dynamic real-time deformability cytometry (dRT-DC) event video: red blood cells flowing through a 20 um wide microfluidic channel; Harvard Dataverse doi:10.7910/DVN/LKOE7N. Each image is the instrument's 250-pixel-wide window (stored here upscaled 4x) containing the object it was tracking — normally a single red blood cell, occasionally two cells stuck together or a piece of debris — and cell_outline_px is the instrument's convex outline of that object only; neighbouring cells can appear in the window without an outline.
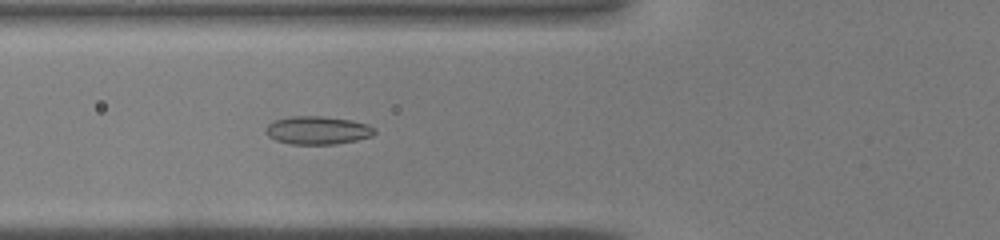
{"species": "common noctule bat (a hibernating species)", "species_latin": "Nyctalus noctula", "temperature_condition": "warm", "stored_images_in_passage": 32, "camera_frame_rate_fps": 3000, "um_per_image_px": 0.085, "animal": {"sex": "male", "body_mass_g": 19.0, "forearm_length_mm": 50.8}, "frame": {"image": 1, "passage_image": 7, "time_ms": 2.0, "image_size_px": [1000, 240], "cell_outline_px": [[376, 132], [372, 136], [356, 140], [336, 144], [292, 144], [276, 140], [268, 136], [264, 132], [268, 124], [276, 120], [288, 116], [324, 116], [352, 120], [368, 124], [376, 128]], "centroid_in_image_um": [27.02, 11.07], "position_along_channel_um": 98.8, "area_um2": 17.98}}
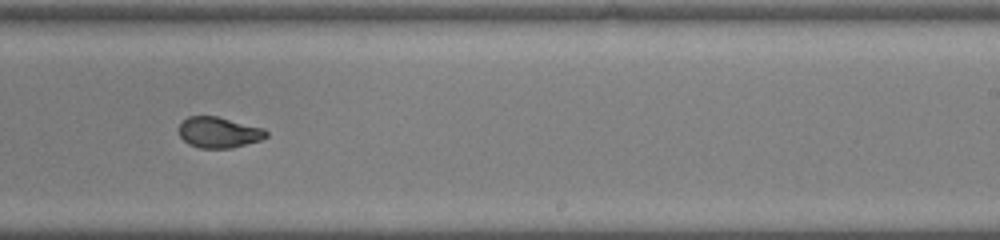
{"frame": {"image": 2, "passage_image": 18, "time_ms": 5.667, "image_size_px": [1000, 240], "cell_outline_px": [[268, 136], [260, 140], [228, 148], [200, 148], [188, 144], [180, 136], [180, 124], [188, 116], [216, 116], [264, 128], [268, 132]], "centroid_in_image_um": [18.6, 11.25], "position_along_channel_um": 270.4, "area_um2": 15.49}}
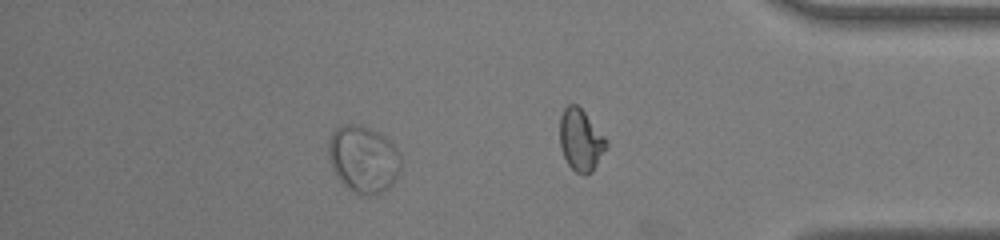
{"frame": {"image": 3, "passage_image": 26, "time_ms": 8.333, "image_size_px": [1000, 240], "cell_outline_px": [[400, 168], [392, 184], [388, 188], [376, 196], [364, 196], [344, 188], [336, 176], [332, 168], [328, 156], [328, 140], [332, 132], [336, 128], [344, 124], [360, 124], [380, 132], [400, 152]], "centroid_in_image_um": [30.86, 13.54], "position_along_channel_um": 404.3, "area_um2": 28.78}}